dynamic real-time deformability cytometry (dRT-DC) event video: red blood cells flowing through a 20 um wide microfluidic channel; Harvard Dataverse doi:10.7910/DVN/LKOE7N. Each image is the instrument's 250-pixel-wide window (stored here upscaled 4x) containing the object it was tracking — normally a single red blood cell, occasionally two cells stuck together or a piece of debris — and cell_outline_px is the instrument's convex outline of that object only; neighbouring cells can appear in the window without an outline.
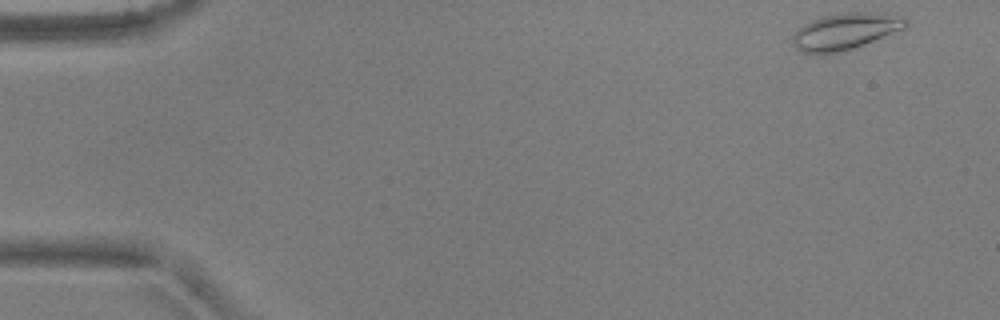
{"species": "common noctule bat (a hibernating species)", "species_latin": "Nyctalus noctula", "temperature_condition": "warm", "stored_images_in_passage": 7, "camera_frame_rate_fps": 3000, "um_per_image_px": 0.085, "animal": {"sex": "male", "body_mass_g": 17.9, "forearm_length_mm": 54.2}, "frame": {"image": 1, "passage_image": 1, "time_ms": 0.0, "image_size_px": [1000, 320], "cell_outline_px": [[908, 24], [904, 28], [864, 44], [840, 52], [800, 52], [792, 44], [792, 36], [804, 24], [812, 20], [824, 16], [844, 12], [876, 12], [904, 16], [908, 20]], "centroid_in_image_um": [71.87, 2.63], "position_along_channel_um": 13.1, "area_um2": 23.7}}
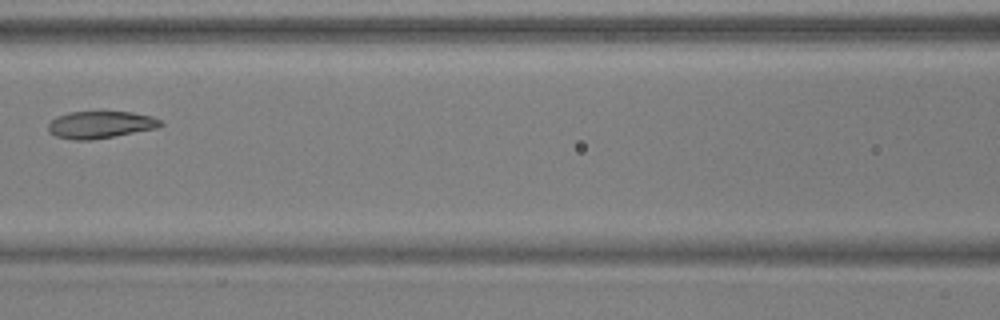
{"frame": {"image": 2, "passage_image": 6, "time_ms": 1.667, "image_size_px": [1000, 320], "cell_outline_px": [[164, 124], [156, 128], [92, 140], [76, 140], [56, 136], [48, 132], [48, 124], [56, 116], [68, 112], [132, 112], [152, 116], [160, 120]], "centroid_in_image_um": [8.51, 10.59], "position_along_channel_um": 158.1, "area_um2": 17.69}}
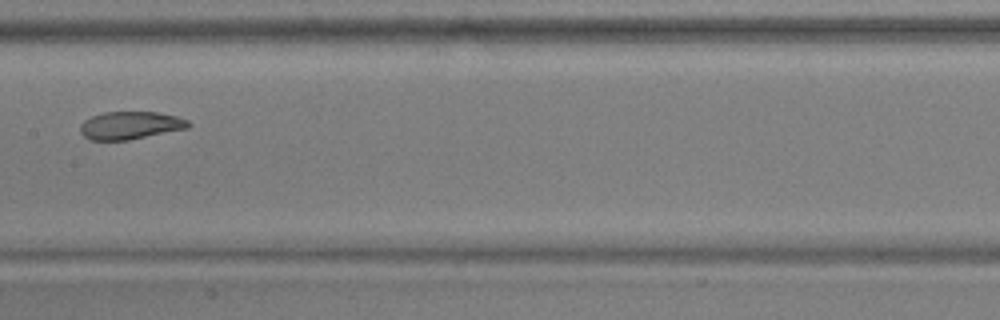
{"frame": {"image": 3, "passage_image": 7, "time_ms": 2.0, "image_size_px": [1000, 320], "cell_outline_px": [[192, 124], [188, 128], [128, 140], [92, 140], [84, 136], [80, 132], [80, 124], [84, 120], [92, 116], [104, 112], [156, 112], [176, 116], [188, 120]], "centroid_in_image_um": [11.07, 10.65], "position_along_channel_um": 196.3, "area_um2": 17.46}}